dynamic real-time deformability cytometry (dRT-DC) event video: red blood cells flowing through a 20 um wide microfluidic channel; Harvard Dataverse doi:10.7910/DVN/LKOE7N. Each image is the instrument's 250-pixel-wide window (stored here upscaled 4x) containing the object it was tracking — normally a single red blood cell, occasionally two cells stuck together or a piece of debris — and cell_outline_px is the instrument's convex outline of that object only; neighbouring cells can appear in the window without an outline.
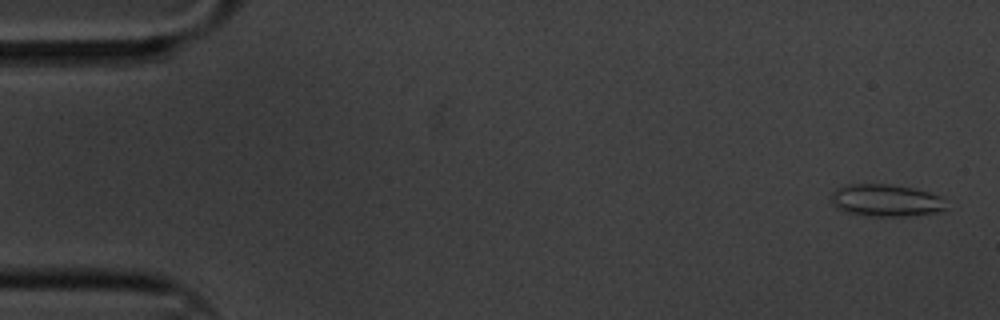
{"species": "common noctule bat (a hibernating species)", "species_latin": "Nyctalus noctula", "temperature_condition": "cold", "stored_images_in_passage": 5, "camera_frame_rate_fps": 3000, "um_per_image_px": 0.085, "animal": {"sex": "male", "body_mass_g": 20.1, "forearm_length_mm": 53.5}, "frame": {"image": 1, "passage_image": 1, "time_ms": 0.0, "image_size_px": [1000, 320], "cell_outline_px": [[944, 208], [932, 212], [908, 216], [868, 216], [848, 212], [836, 208], [828, 200], [832, 192], [836, 188], [848, 184], [892, 184], [912, 188], [928, 192], [940, 196]], "centroid_in_image_um": [75.17, 17.02], "position_along_channel_um": 9.8, "area_um2": 21.39}}
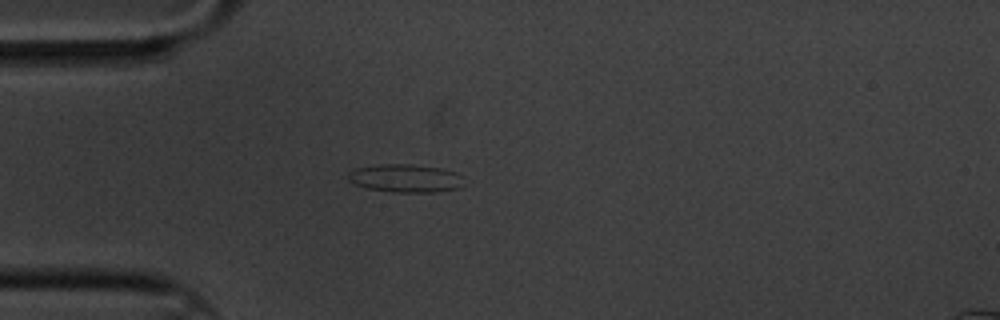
{"frame": {"image": 2, "passage_image": 5, "time_ms": 1.333, "image_size_px": [1000, 320], "cell_outline_px": [[464, 184], [460, 188], [432, 192], [392, 192], [368, 188], [356, 184], [348, 180], [348, 172], [356, 168], [380, 164], [412, 164], [440, 168], [456, 172], [460, 176]], "centroid_in_image_um": [34.46, 15.15], "position_along_channel_um": 50.5, "area_um2": 18.9}}